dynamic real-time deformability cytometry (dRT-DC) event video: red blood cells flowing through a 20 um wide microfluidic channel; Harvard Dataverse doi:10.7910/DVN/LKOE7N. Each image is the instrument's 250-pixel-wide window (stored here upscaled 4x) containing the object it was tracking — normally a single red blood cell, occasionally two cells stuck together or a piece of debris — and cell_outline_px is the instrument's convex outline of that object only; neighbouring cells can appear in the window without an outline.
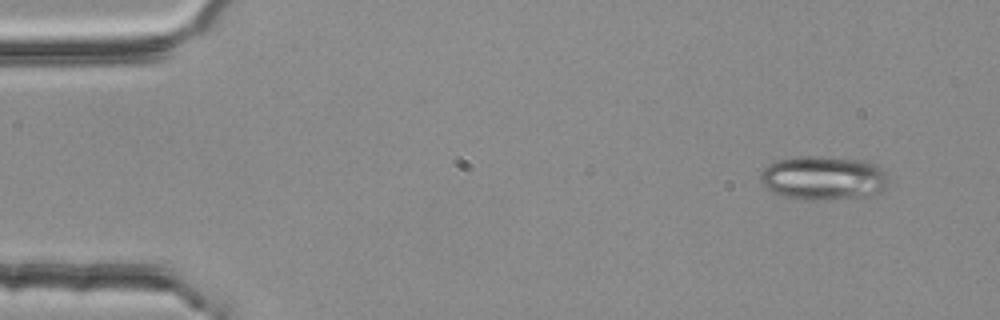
{"species": "common noctule bat (a hibernating species)", "species_latin": "Nyctalus noctula", "temperature_condition": "room temperature", "stored_images_in_passage": 51, "segment_of_instrument_passage": [1, 2], "camera_frame_rate_fps": 3000, "um_per_image_px": 0.085, "animal": {"sex": "female", "body_mass_g": 25.1}, "frame": {"image": 1, "passage_image": 1, "time_ms": 0.0, "image_size_px": [1000, 320], "cell_outline_px": [[888, 184], [880, 192], [872, 196], [824, 200], [800, 200], [784, 196], [772, 192], [760, 180], [760, 172], [768, 164], [780, 160], [800, 156], [812, 156], [864, 160], [876, 164], [884, 168], [888, 180]], "centroid_in_image_um": [70.03, 15.14], "position_along_channel_um": 15.0, "area_um2": 33.12}}